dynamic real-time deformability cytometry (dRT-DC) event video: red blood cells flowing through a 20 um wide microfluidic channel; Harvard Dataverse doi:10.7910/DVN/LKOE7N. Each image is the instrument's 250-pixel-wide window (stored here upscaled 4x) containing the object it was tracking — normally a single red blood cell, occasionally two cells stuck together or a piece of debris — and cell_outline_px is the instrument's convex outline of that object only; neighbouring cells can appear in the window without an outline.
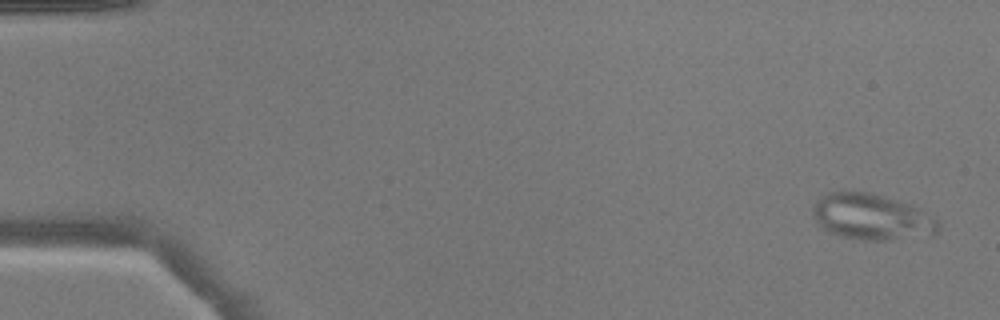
{"species": "common noctule bat (a hibernating species)", "species_latin": "Nyctalus noctula", "temperature_condition": "warm", "stored_images_in_passage": 10, "camera_frame_rate_fps": 3000, "um_per_image_px": 0.085, "animal": {"sex": "male", "body_mass_g": 17.9}, "frame": {"image": 1, "passage_image": 2, "time_ms": 0.333, "image_size_px": [1000, 320], "cell_outline_px": [[940, 224], [936, 232], [932, 236], [888, 240], [860, 240], [840, 236], [824, 228], [816, 220], [812, 212], [812, 208], [828, 192], [844, 188], [868, 192], [896, 200], [920, 208], [936, 220]], "centroid_in_image_um": [74.11, 18.42], "position_along_channel_um": 10.9, "area_um2": 33.76}}